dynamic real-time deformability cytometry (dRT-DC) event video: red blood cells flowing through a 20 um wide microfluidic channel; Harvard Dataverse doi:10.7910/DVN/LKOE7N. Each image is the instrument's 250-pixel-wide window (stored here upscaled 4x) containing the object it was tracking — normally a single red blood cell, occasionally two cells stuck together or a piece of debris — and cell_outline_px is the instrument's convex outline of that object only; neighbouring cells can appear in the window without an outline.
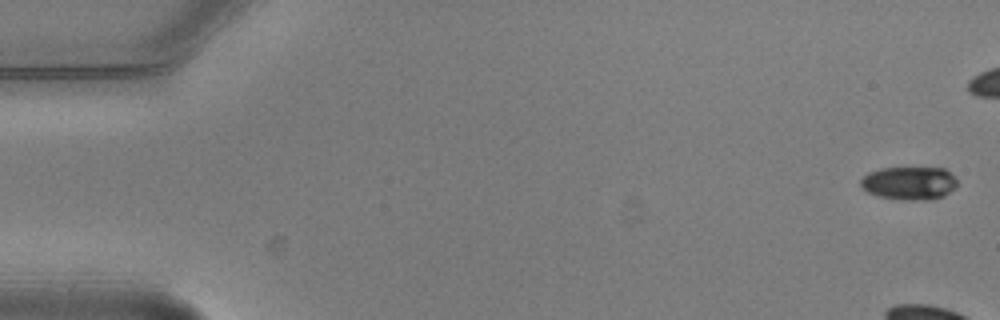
{"species": "common noctule bat (a hibernating species)", "species_latin": "Nyctalus noctula", "temperature_condition": "warm", "stored_images_in_passage": 6, "camera_frame_rate_fps": 3000, "um_per_image_px": 0.085, "animal": {"sex": "male", "body_mass_g": 20.5, "forearm_length_mm": 52.5}, "frame": {"image": 1, "passage_image": 1, "time_ms": 0.0, "image_size_px": [1000, 320], "cell_outline_px": [[956, 184], [944, 196], [924, 200], [908, 200], [880, 196], [868, 192], [860, 188], [860, 180], [868, 172], [880, 168], [944, 168], [956, 180]], "centroid_in_image_um": [77.22, 15.56], "position_along_channel_um": 7.8, "area_um2": 18.38}}
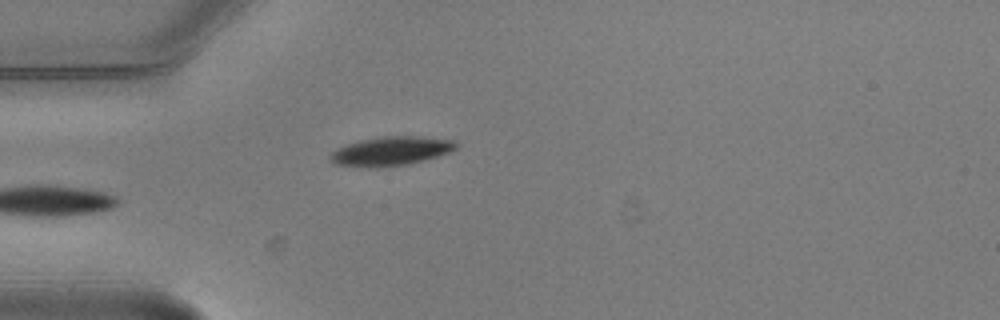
{"frame": {"image": 2, "passage_image": 6, "time_ms": 1.667, "image_size_px": [1000, 320], "cell_outline_px": [[460, 144], [456, 148], [448, 152], [424, 160], [408, 164], [336, 164], [332, 160], [332, 152], [348, 144], [360, 140], [384, 136], [416, 136], [456, 140]], "centroid_in_image_um": [33.38, 12.77], "position_along_channel_um": 51.6, "area_um2": 19.88}}